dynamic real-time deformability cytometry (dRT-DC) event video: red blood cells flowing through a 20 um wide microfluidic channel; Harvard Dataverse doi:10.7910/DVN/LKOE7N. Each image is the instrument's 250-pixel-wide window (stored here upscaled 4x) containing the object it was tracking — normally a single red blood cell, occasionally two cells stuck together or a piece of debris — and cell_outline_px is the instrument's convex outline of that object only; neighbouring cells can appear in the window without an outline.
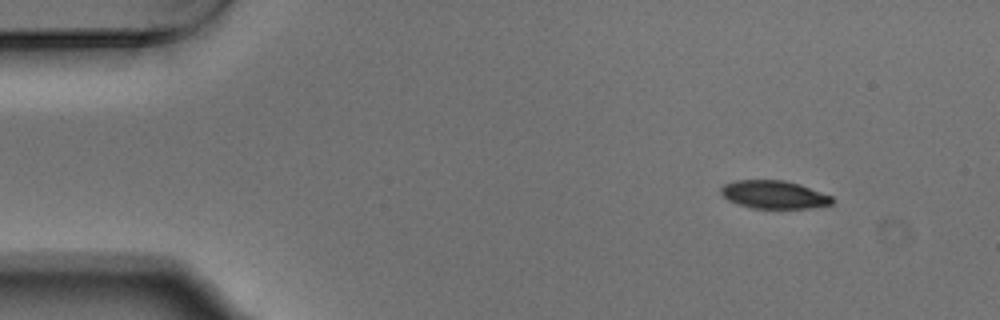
{"species": "Egyptian fruit bat (a non-hibernating species)", "species_latin": "Rousettus aegyptiacus", "temperature_condition": "warm", "stored_images_in_passage": 49, "camera_frame_rate_fps": 3000, "um_per_image_px": 0.085, "animal": {"sex": "male"}, "frame": {"image": 1, "passage_image": 1, "time_ms": 0.0, "image_size_px": [1000, 320], "cell_outline_px": [[836, 200], [832, 204], [808, 208], [752, 208], [736, 204], [728, 200], [720, 192], [720, 188], [724, 184], [736, 180], [784, 180], [800, 184], [832, 196]], "centroid_in_image_um": [65.79, 16.54], "position_along_channel_um": 19.2, "area_um2": 18.26}}
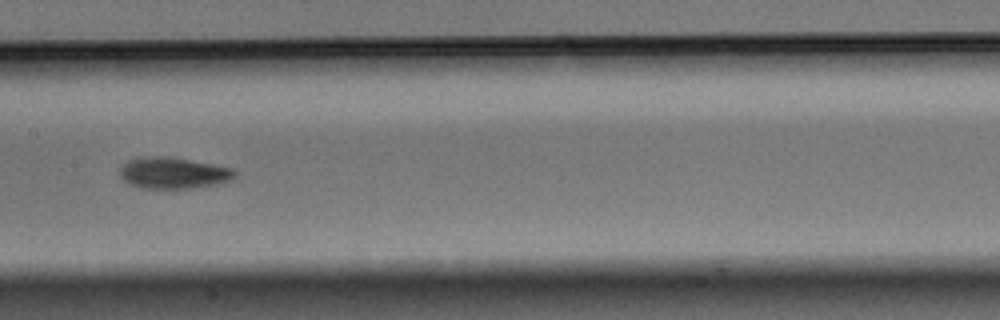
{"frame": {"image": 2, "passage_image": 22, "time_ms": 7.0, "image_size_px": [1000, 320], "cell_outline_px": [[236, 176], [232, 180], [220, 184], [192, 188], [140, 188], [128, 184], [120, 176], [120, 168], [128, 160], [152, 156], [164, 156], [212, 164], [232, 168], [236, 172]], "centroid_in_image_um": [14.75, 14.72], "position_along_channel_um": 192.7, "area_um2": 20.92}}
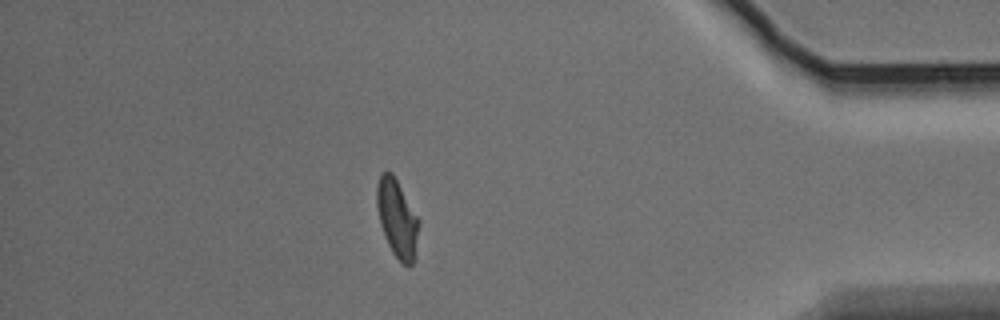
{"frame": {"image": 3, "passage_image": 42, "time_ms": 13.667, "image_size_px": [1000, 320], "cell_outline_px": [[420, 220], [412, 264], [404, 264], [392, 252], [388, 244], [380, 224], [376, 204], [376, 188], [380, 172], [392, 172]], "centroid_in_image_um": [33.73, 18.5], "position_along_channel_um": 401.5, "area_um2": 18.73}, "authors_computed_cell_mechanics": {"area_um2": 19.7676, "velocity_mm_per_s": 3.7278, "shape_relaxation_time_tau1_ms": 4.9751, "shape_relaxation_time_tau2_ms": 3.3718, "deformation_change_tau1": 0.1585, "deformation_change_tau2": 0.0838}}